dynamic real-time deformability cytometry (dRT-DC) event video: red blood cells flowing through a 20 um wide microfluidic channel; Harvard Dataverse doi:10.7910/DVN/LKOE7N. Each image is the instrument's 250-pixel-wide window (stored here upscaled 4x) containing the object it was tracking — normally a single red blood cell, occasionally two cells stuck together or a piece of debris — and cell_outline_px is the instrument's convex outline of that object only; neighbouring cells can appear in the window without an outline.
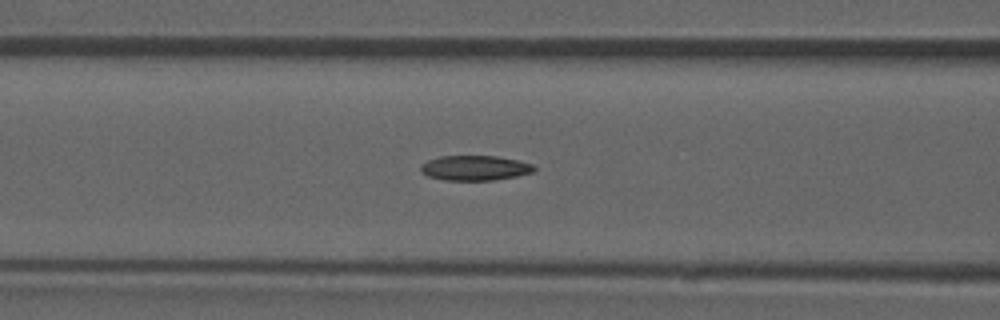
{"species": "common noctule bat (a hibernating species)", "species_latin": "Nyctalus noctula", "temperature_condition": "room temperature", "stored_images_in_passage": 44, "camera_frame_rate_fps": 3000, "um_per_image_px": 0.085, "animal": {"sex": "male", "forearm_length_mm": 52.5}, "frame": {"image": 1, "passage_image": 13, "time_ms": 4.0, "image_size_px": [1000, 320], "cell_outline_px": [[536, 168], [532, 172], [516, 176], [492, 180], [444, 180], [428, 176], [420, 172], [420, 164], [428, 160], [440, 156], [496, 156], [516, 160], [532, 164]], "centroid_in_image_um": [40.31, 14.27], "position_along_channel_um": 126.3, "area_um2": 16.42}, "authors_computed_cell_mechanics": {"area_um2": 16.5308, "velocity_mm_per_s": 3.9213, "shape_relaxation_time_tau1_ms": null, "shape_relaxation_time_tau2_ms": 4.5616, "deformation_change_tau1": null, "deformation_change_tau2": 0.1084}}